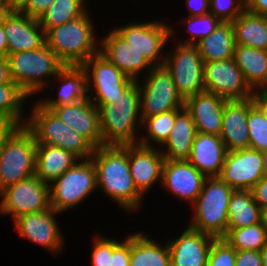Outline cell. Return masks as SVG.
Segmentation results:
<instances>
[{
  "instance_id": "obj_23",
  "label": "cell",
  "mask_w": 267,
  "mask_h": 266,
  "mask_svg": "<svg viewBox=\"0 0 267 266\" xmlns=\"http://www.w3.org/2000/svg\"><path fill=\"white\" fill-rule=\"evenodd\" d=\"M254 105L253 98L244 100H226L220 138L227 151L249 148L248 113Z\"/></svg>"
},
{
  "instance_id": "obj_5",
  "label": "cell",
  "mask_w": 267,
  "mask_h": 266,
  "mask_svg": "<svg viewBox=\"0 0 267 266\" xmlns=\"http://www.w3.org/2000/svg\"><path fill=\"white\" fill-rule=\"evenodd\" d=\"M233 191L220 177H206L198 198L191 205L194 213L188 226L216 239L224 238Z\"/></svg>"
},
{
  "instance_id": "obj_37",
  "label": "cell",
  "mask_w": 267,
  "mask_h": 266,
  "mask_svg": "<svg viewBox=\"0 0 267 266\" xmlns=\"http://www.w3.org/2000/svg\"><path fill=\"white\" fill-rule=\"evenodd\" d=\"M224 239L236 251H260L267 243V226L265 220L254 225L229 229Z\"/></svg>"
},
{
  "instance_id": "obj_8",
  "label": "cell",
  "mask_w": 267,
  "mask_h": 266,
  "mask_svg": "<svg viewBox=\"0 0 267 266\" xmlns=\"http://www.w3.org/2000/svg\"><path fill=\"white\" fill-rule=\"evenodd\" d=\"M96 189L95 164L91 158L80 159L50 184V206L61 214L78 207Z\"/></svg>"
},
{
  "instance_id": "obj_42",
  "label": "cell",
  "mask_w": 267,
  "mask_h": 266,
  "mask_svg": "<svg viewBox=\"0 0 267 266\" xmlns=\"http://www.w3.org/2000/svg\"><path fill=\"white\" fill-rule=\"evenodd\" d=\"M236 250L224 239H215L211 245L207 266H235Z\"/></svg>"
},
{
  "instance_id": "obj_4",
  "label": "cell",
  "mask_w": 267,
  "mask_h": 266,
  "mask_svg": "<svg viewBox=\"0 0 267 266\" xmlns=\"http://www.w3.org/2000/svg\"><path fill=\"white\" fill-rule=\"evenodd\" d=\"M6 59L11 79L30 98L48 89L49 83H53L51 80L65 66L46 44L37 50L8 54Z\"/></svg>"
},
{
  "instance_id": "obj_35",
  "label": "cell",
  "mask_w": 267,
  "mask_h": 266,
  "mask_svg": "<svg viewBox=\"0 0 267 266\" xmlns=\"http://www.w3.org/2000/svg\"><path fill=\"white\" fill-rule=\"evenodd\" d=\"M182 109H174L158 115L150 117H141L142 126L145 129V134L140 135L138 143L148 147L161 148L168 139L171 129L175 124L176 115ZM154 144L155 146L151 143Z\"/></svg>"
},
{
  "instance_id": "obj_48",
  "label": "cell",
  "mask_w": 267,
  "mask_h": 266,
  "mask_svg": "<svg viewBox=\"0 0 267 266\" xmlns=\"http://www.w3.org/2000/svg\"><path fill=\"white\" fill-rule=\"evenodd\" d=\"M245 9L254 14L267 16V0H245Z\"/></svg>"
},
{
  "instance_id": "obj_52",
  "label": "cell",
  "mask_w": 267,
  "mask_h": 266,
  "mask_svg": "<svg viewBox=\"0 0 267 266\" xmlns=\"http://www.w3.org/2000/svg\"><path fill=\"white\" fill-rule=\"evenodd\" d=\"M14 127L15 126L9 120L0 118V147L5 137Z\"/></svg>"
},
{
  "instance_id": "obj_36",
  "label": "cell",
  "mask_w": 267,
  "mask_h": 266,
  "mask_svg": "<svg viewBox=\"0 0 267 266\" xmlns=\"http://www.w3.org/2000/svg\"><path fill=\"white\" fill-rule=\"evenodd\" d=\"M86 2L87 0H55L38 18L40 26L46 32L84 15L88 11Z\"/></svg>"
},
{
  "instance_id": "obj_39",
  "label": "cell",
  "mask_w": 267,
  "mask_h": 266,
  "mask_svg": "<svg viewBox=\"0 0 267 266\" xmlns=\"http://www.w3.org/2000/svg\"><path fill=\"white\" fill-rule=\"evenodd\" d=\"M249 148L261 152L267 151V118L254 104L248 113Z\"/></svg>"
},
{
  "instance_id": "obj_25",
  "label": "cell",
  "mask_w": 267,
  "mask_h": 266,
  "mask_svg": "<svg viewBox=\"0 0 267 266\" xmlns=\"http://www.w3.org/2000/svg\"><path fill=\"white\" fill-rule=\"evenodd\" d=\"M227 154L219 136L197 132L188 161L205 177H219Z\"/></svg>"
},
{
  "instance_id": "obj_11",
  "label": "cell",
  "mask_w": 267,
  "mask_h": 266,
  "mask_svg": "<svg viewBox=\"0 0 267 266\" xmlns=\"http://www.w3.org/2000/svg\"><path fill=\"white\" fill-rule=\"evenodd\" d=\"M82 67L87 75L89 100L98 108L116 101L134 81L100 52L90 57Z\"/></svg>"
},
{
  "instance_id": "obj_1",
  "label": "cell",
  "mask_w": 267,
  "mask_h": 266,
  "mask_svg": "<svg viewBox=\"0 0 267 266\" xmlns=\"http://www.w3.org/2000/svg\"><path fill=\"white\" fill-rule=\"evenodd\" d=\"M91 159L99 191L128 214L138 211L144 196L135 187L130 173L128 145H102L94 149Z\"/></svg>"
},
{
  "instance_id": "obj_49",
  "label": "cell",
  "mask_w": 267,
  "mask_h": 266,
  "mask_svg": "<svg viewBox=\"0 0 267 266\" xmlns=\"http://www.w3.org/2000/svg\"><path fill=\"white\" fill-rule=\"evenodd\" d=\"M254 104L267 118V92L265 90H255L252 95Z\"/></svg>"
},
{
  "instance_id": "obj_32",
  "label": "cell",
  "mask_w": 267,
  "mask_h": 266,
  "mask_svg": "<svg viewBox=\"0 0 267 266\" xmlns=\"http://www.w3.org/2000/svg\"><path fill=\"white\" fill-rule=\"evenodd\" d=\"M263 220L264 213L253 199L251 190H234L229 200L227 231L258 224Z\"/></svg>"
},
{
  "instance_id": "obj_24",
  "label": "cell",
  "mask_w": 267,
  "mask_h": 266,
  "mask_svg": "<svg viewBox=\"0 0 267 266\" xmlns=\"http://www.w3.org/2000/svg\"><path fill=\"white\" fill-rule=\"evenodd\" d=\"M226 99L211 92H201L184 101L197 132L220 136Z\"/></svg>"
},
{
  "instance_id": "obj_55",
  "label": "cell",
  "mask_w": 267,
  "mask_h": 266,
  "mask_svg": "<svg viewBox=\"0 0 267 266\" xmlns=\"http://www.w3.org/2000/svg\"><path fill=\"white\" fill-rule=\"evenodd\" d=\"M263 156H264V164H265V168H266V171H267V151H264V152H263Z\"/></svg>"
},
{
  "instance_id": "obj_2",
  "label": "cell",
  "mask_w": 267,
  "mask_h": 266,
  "mask_svg": "<svg viewBox=\"0 0 267 266\" xmlns=\"http://www.w3.org/2000/svg\"><path fill=\"white\" fill-rule=\"evenodd\" d=\"M102 145L136 144L140 136L137 127L142 126L140 92L133 81L120 97L111 104L99 108ZM138 124V125H137Z\"/></svg>"
},
{
  "instance_id": "obj_45",
  "label": "cell",
  "mask_w": 267,
  "mask_h": 266,
  "mask_svg": "<svg viewBox=\"0 0 267 266\" xmlns=\"http://www.w3.org/2000/svg\"><path fill=\"white\" fill-rule=\"evenodd\" d=\"M235 266H263L260 251H236Z\"/></svg>"
},
{
  "instance_id": "obj_56",
  "label": "cell",
  "mask_w": 267,
  "mask_h": 266,
  "mask_svg": "<svg viewBox=\"0 0 267 266\" xmlns=\"http://www.w3.org/2000/svg\"><path fill=\"white\" fill-rule=\"evenodd\" d=\"M3 11V1L0 0V12Z\"/></svg>"
},
{
  "instance_id": "obj_31",
  "label": "cell",
  "mask_w": 267,
  "mask_h": 266,
  "mask_svg": "<svg viewBox=\"0 0 267 266\" xmlns=\"http://www.w3.org/2000/svg\"><path fill=\"white\" fill-rule=\"evenodd\" d=\"M196 45L204 62L232 59L235 47L232 23L221 22L209 36Z\"/></svg>"
},
{
  "instance_id": "obj_13",
  "label": "cell",
  "mask_w": 267,
  "mask_h": 266,
  "mask_svg": "<svg viewBox=\"0 0 267 266\" xmlns=\"http://www.w3.org/2000/svg\"><path fill=\"white\" fill-rule=\"evenodd\" d=\"M0 214L17 217L51 209L50 185L35 175L6 187L0 192Z\"/></svg>"
},
{
  "instance_id": "obj_54",
  "label": "cell",
  "mask_w": 267,
  "mask_h": 266,
  "mask_svg": "<svg viewBox=\"0 0 267 266\" xmlns=\"http://www.w3.org/2000/svg\"><path fill=\"white\" fill-rule=\"evenodd\" d=\"M262 256L263 266H267V243L265 246L260 250Z\"/></svg>"
},
{
  "instance_id": "obj_28",
  "label": "cell",
  "mask_w": 267,
  "mask_h": 266,
  "mask_svg": "<svg viewBox=\"0 0 267 266\" xmlns=\"http://www.w3.org/2000/svg\"><path fill=\"white\" fill-rule=\"evenodd\" d=\"M80 160L72 152L51 145L37 144L35 176L51 184Z\"/></svg>"
},
{
  "instance_id": "obj_20",
  "label": "cell",
  "mask_w": 267,
  "mask_h": 266,
  "mask_svg": "<svg viewBox=\"0 0 267 266\" xmlns=\"http://www.w3.org/2000/svg\"><path fill=\"white\" fill-rule=\"evenodd\" d=\"M128 161L134 185L143 196L156 182L161 184L165 157L159 148L130 144Z\"/></svg>"
},
{
  "instance_id": "obj_3",
  "label": "cell",
  "mask_w": 267,
  "mask_h": 266,
  "mask_svg": "<svg viewBox=\"0 0 267 266\" xmlns=\"http://www.w3.org/2000/svg\"><path fill=\"white\" fill-rule=\"evenodd\" d=\"M91 17L87 11L84 15L45 32V44L65 66H82L99 52L100 41L96 40L97 33Z\"/></svg>"
},
{
  "instance_id": "obj_17",
  "label": "cell",
  "mask_w": 267,
  "mask_h": 266,
  "mask_svg": "<svg viewBox=\"0 0 267 266\" xmlns=\"http://www.w3.org/2000/svg\"><path fill=\"white\" fill-rule=\"evenodd\" d=\"M5 35L8 41V54L37 50L45 44V31L38 19L20 11H1Z\"/></svg>"
},
{
  "instance_id": "obj_15",
  "label": "cell",
  "mask_w": 267,
  "mask_h": 266,
  "mask_svg": "<svg viewBox=\"0 0 267 266\" xmlns=\"http://www.w3.org/2000/svg\"><path fill=\"white\" fill-rule=\"evenodd\" d=\"M58 214L60 213L51 208L21 215L13 220L14 229L20 237H24L31 243L40 245L52 253L60 254L65 248V241L56 219Z\"/></svg>"
},
{
  "instance_id": "obj_18",
  "label": "cell",
  "mask_w": 267,
  "mask_h": 266,
  "mask_svg": "<svg viewBox=\"0 0 267 266\" xmlns=\"http://www.w3.org/2000/svg\"><path fill=\"white\" fill-rule=\"evenodd\" d=\"M105 35L99 39V52L126 76L135 81H142L140 73H143L145 69H148L145 73L149 72L153 66L142 53L128 44L114 29Z\"/></svg>"
},
{
  "instance_id": "obj_12",
  "label": "cell",
  "mask_w": 267,
  "mask_h": 266,
  "mask_svg": "<svg viewBox=\"0 0 267 266\" xmlns=\"http://www.w3.org/2000/svg\"><path fill=\"white\" fill-rule=\"evenodd\" d=\"M173 25L160 20L135 22L114 30L132 47L138 50L152 66H161L165 62L163 51L168 40L174 36ZM164 52V53H163Z\"/></svg>"
},
{
  "instance_id": "obj_21",
  "label": "cell",
  "mask_w": 267,
  "mask_h": 266,
  "mask_svg": "<svg viewBox=\"0 0 267 266\" xmlns=\"http://www.w3.org/2000/svg\"><path fill=\"white\" fill-rule=\"evenodd\" d=\"M52 110L69 128L86 138L95 148L102 146L99 108L89 99L61 106H43Z\"/></svg>"
},
{
  "instance_id": "obj_6",
  "label": "cell",
  "mask_w": 267,
  "mask_h": 266,
  "mask_svg": "<svg viewBox=\"0 0 267 266\" xmlns=\"http://www.w3.org/2000/svg\"><path fill=\"white\" fill-rule=\"evenodd\" d=\"M30 111L25 126L32 132L37 144L63 148L79 159L91 158L95 147L64 124L52 110L44 108L36 100Z\"/></svg>"
},
{
  "instance_id": "obj_14",
  "label": "cell",
  "mask_w": 267,
  "mask_h": 266,
  "mask_svg": "<svg viewBox=\"0 0 267 266\" xmlns=\"http://www.w3.org/2000/svg\"><path fill=\"white\" fill-rule=\"evenodd\" d=\"M204 87L226 100L248 99L254 92L233 58L204 62Z\"/></svg>"
},
{
  "instance_id": "obj_38",
  "label": "cell",
  "mask_w": 267,
  "mask_h": 266,
  "mask_svg": "<svg viewBox=\"0 0 267 266\" xmlns=\"http://www.w3.org/2000/svg\"><path fill=\"white\" fill-rule=\"evenodd\" d=\"M185 22L188 38L184 41L179 39V43L196 45L204 37L209 36L221 23L213 14L202 16H189L183 19Z\"/></svg>"
},
{
  "instance_id": "obj_57",
  "label": "cell",
  "mask_w": 267,
  "mask_h": 266,
  "mask_svg": "<svg viewBox=\"0 0 267 266\" xmlns=\"http://www.w3.org/2000/svg\"><path fill=\"white\" fill-rule=\"evenodd\" d=\"M264 220H265V223H266V226H267V212L264 214Z\"/></svg>"
},
{
  "instance_id": "obj_43",
  "label": "cell",
  "mask_w": 267,
  "mask_h": 266,
  "mask_svg": "<svg viewBox=\"0 0 267 266\" xmlns=\"http://www.w3.org/2000/svg\"><path fill=\"white\" fill-rule=\"evenodd\" d=\"M110 266H130V235L113 249Z\"/></svg>"
},
{
  "instance_id": "obj_27",
  "label": "cell",
  "mask_w": 267,
  "mask_h": 266,
  "mask_svg": "<svg viewBox=\"0 0 267 266\" xmlns=\"http://www.w3.org/2000/svg\"><path fill=\"white\" fill-rule=\"evenodd\" d=\"M197 129L185 107L176 115L170 135L160 149L165 160H188Z\"/></svg>"
},
{
  "instance_id": "obj_33",
  "label": "cell",
  "mask_w": 267,
  "mask_h": 266,
  "mask_svg": "<svg viewBox=\"0 0 267 266\" xmlns=\"http://www.w3.org/2000/svg\"><path fill=\"white\" fill-rule=\"evenodd\" d=\"M232 25L235 44L267 51V16L245 10Z\"/></svg>"
},
{
  "instance_id": "obj_51",
  "label": "cell",
  "mask_w": 267,
  "mask_h": 266,
  "mask_svg": "<svg viewBox=\"0 0 267 266\" xmlns=\"http://www.w3.org/2000/svg\"><path fill=\"white\" fill-rule=\"evenodd\" d=\"M4 11H20L26 4L27 0H2Z\"/></svg>"
},
{
  "instance_id": "obj_19",
  "label": "cell",
  "mask_w": 267,
  "mask_h": 266,
  "mask_svg": "<svg viewBox=\"0 0 267 266\" xmlns=\"http://www.w3.org/2000/svg\"><path fill=\"white\" fill-rule=\"evenodd\" d=\"M206 177L188 160H165L161 185L177 199L193 204Z\"/></svg>"
},
{
  "instance_id": "obj_7",
  "label": "cell",
  "mask_w": 267,
  "mask_h": 266,
  "mask_svg": "<svg viewBox=\"0 0 267 266\" xmlns=\"http://www.w3.org/2000/svg\"><path fill=\"white\" fill-rule=\"evenodd\" d=\"M37 143L24 125L14 127L0 147V192L35 175Z\"/></svg>"
},
{
  "instance_id": "obj_47",
  "label": "cell",
  "mask_w": 267,
  "mask_h": 266,
  "mask_svg": "<svg viewBox=\"0 0 267 266\" xmlns=\"http://www.w3.org/2000/svg\"><path fill=\"white\" fill-rule=\"evenodd\" d=\"M188 16H202L209 14V0H186Z\"/></svg>"
},
{
  "instance_id": "obj_10",
  "label": "cell",
  "mask_w": 267,
  "mask_h": 266,
  "mask_svg": "<svg viewBox=\"0 0 267 266\" xmlns=\"http://www.w3.org/2000/svg\"><path fill=\"white\" fill-rule=\"evenodd\" d=\"M141 117H150L174 109H183L184 100L179 95L170 72L164 66H153L140 83Z\"/></svg>"
},
{
  "instance_id": "obj_46",
  "label": "cell",
  "mask_w": 267,
  "mask_h": 266,
  "mask_svg": "<svg viewBox=\"0 0 267 266\" xmlns=\"http://www.w3.org/2000/svg\"><path fill=\"white\" fill-rule=\"evenodd\" d=\"M251 193L253 199L265 214L267 212V174L251 188Z\"/></svg>"
},
{
  "instance_id": "obj_16",
  "label": "cell",
  "mask_w": 267,
  "mask_h": 266,
  "mask_svg": "<svg viewBox=\"0 0 267 266\" xmlns=\"http://www.w3.org/2000/svg\"><path fill=\"white\" fill-rule=\"evenodd\" d=\"M266 174L263 152L247 148L227 151L219 177L234 190H251Z\"/></svg>"
},
{
  "instance_id": "obj_26",
  "label": "cell",
  "mask_w": 267,
  "mask_h": 266,
  "mask_svg": "<svg viewBox=\"0 0 267 266\" xmlns=\"http://www.w3.org/2000/svg\"><path fill=\"white\" fill-rule=\"evenodd\" d=\"M53 79V82H61L56 92L57 97L37 99L41 106H61L89 99L87 75L82 66H64Z\"/></svg>"
},
{
  "instance_id": "obj_30",
  "label": "cell",
  "mask_w": 267,
  "mask_h": 266,
  "mask_svg": "<svg viewBox=\"0 0 267 266\" xmlns=\"http://www.w3.org/2000/svg\"><path fill=\"white\" fill-rule=\"evenodd\" d=\"M233 60L253 91L264 90L267 87L266 50L235 44Z\"/></svg>"
},
{
  "instance_id": "obj_29",
  "label": "cell",
  "mask_w": 267,
  "mask_h": 266,
  "mask_svg": "<svg viewBox=\"0 0 267 266\" xmlns=\"http://www.w3.org/2000/svg\"><path fill=\"white\" fill-rule=\"evenodd\" d=\"M150 233L130 234V266H171V255L167 241L157 242Z\"/></svg>"
},
{
  "instance_id": "obj_22",
  "label": "cell",
  "mask_w": 267,
  "mask_h": 266,
  "mask_svg": "<svg viewBox=\"0 0 267 266\" xmlns=\"http://www.w3.org/2000/svg\"><path fill=\"white\" fill-rule=\"evenodd\" d=\"M179 237L167 240L171 266H207L213 241L208 234L186 227Z\"/></svg>"
},
{
  "instance_id": "obj_50",
  "label": "cell",
  "mask_w": 267,
  "mask_h": 266,
  "mask_svg": "<svg viewBox=\"0 0 267 266\" xmlns=\"http://www.w3.org/2000/svg\"><path fill=\"white\" fill-rule=\"evenodd\" d=\"M9 64L6 57H0V84L11 82Z\"/></svg>"
},
{
  "instance_id": "obj_9",
  "label": "cell",
  "mask_w": 267,
  "mask_h": 266,
  "mask_svg": "<svg viewBox=\"0 0 267 266\" xmlns=\"http://www.w3.org/2000/svg\"><path fill=\"white\" fill-rule=\"evenodd\" d=\"M168 51L163 65L168 69L182 99L204 92V61L197 45L179 43Z\"/></svg>"
},
{
  "instance_id": "obj_44",
  "label": "cell",
  "mask_w": 267,
  "mask_h": 266,
  "mask_svg": "<svg viewBox=\"0 0 267 266\" xmlns=\"http://www.w3.org/2000/svg\"><path fill=\"white\" fill-rule=\"evenodd\" d=\"M54 1L55 0H27L20 12L29 17L38 19L54 3Z\"/></svg>"
},
{
  "instance_id": "obj_34",
  "label": "cell",
  "mask_w": 267,
  "mask_h": 266,
  "mask_svg": "<svg viewBox=\"0 0 267 266\" xmlns=\"http://www.w3.org/2000/svg\"><path fill=\"white\" fill-rule=\"evenodd\" d=\"M30 97L13 80L0 84V118L9 120L15 127L26 125L24 105Z\"/></svg>"
},
{
  "instance_id": "obj_41",
  "label": "cell",
  "mask_w": 267,
  "mask_h": 266,
  "mask_svg": "<svg viewBox=\"0 0 267 266\" xmlns=\"http://www.w3.org/2000/svg\"><path fill=\"white\" fill-rule=\"evenodd\" d=\"M120 242L116 238L111 239V237H103V235L96 233L92 240L90 264L92 266H110L112 251Z\"/></svg>"
},
{
  "instance_id": "obj_53",
  "label": "cell",
  "mask_w": 267,
  "mask_h": 266,
  "mask_svg": "<svg viewBox=\"0 0 267 266\" xmlns=\"http://www.w3.org/2000/svg\"><path fill=\"white\" fill-rule=\"evenodd\" d=\"M8 55V41L5 35V31L0 21V57H6Z\"/></svg>"
},
{
  "instance_id": "obj_40",
  "label": "cell",
  "mask_w": 267,
  "mask_h": 266,
  "mask_svg": "<svg viewBox=\"0 0 267 266\" xmlns=\"http://www.w3.org/2000/svg\"><path fill=\"white\" fill-rule=\"evenodd\" d=\"M245 10V0H209V13L221 22L232 23Z\"/></svg>"
}]
</instances>
